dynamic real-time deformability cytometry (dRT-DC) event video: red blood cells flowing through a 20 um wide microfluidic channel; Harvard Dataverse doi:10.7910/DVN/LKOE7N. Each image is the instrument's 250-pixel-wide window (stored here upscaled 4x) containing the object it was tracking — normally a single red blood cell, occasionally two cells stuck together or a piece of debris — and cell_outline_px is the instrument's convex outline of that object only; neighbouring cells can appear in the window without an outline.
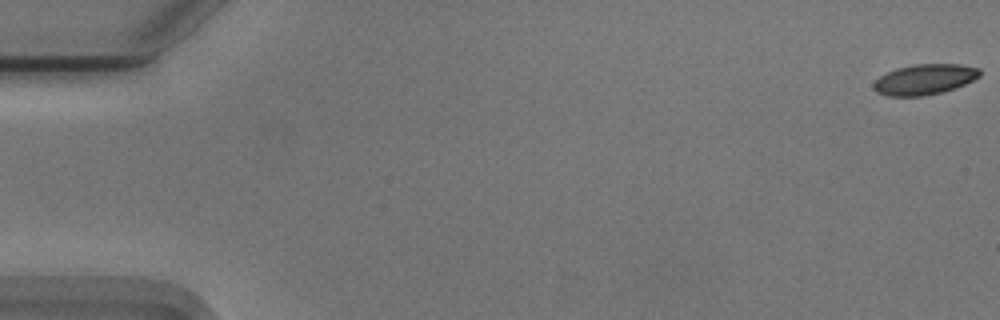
{"species": "Egyptian fruit bat (a non-hibernating species)", "species_latin": "Rousettus aegyptiacus", "temperature_condition": "cold", "stored_images_in_passage": 11, "camera_frame_rate_fps": 3000, "um_per_image_px": 0.085, "animal": {"sex": "male"}, "frame": {"image": 1, "passage_image": 1, "time_ms": 0.0, "image_size_px": [1000, 320], "cell_outline_px": [[980, 76], [956, 88], [924, 96], [888, 96], [876, 92], [872, 88], [872, 84], [880, 76], [896, 68], [916, 64], [960, 64], [980, 68]], "centroid_in_image_um": [78.57, 6.75], "position_along_channel_um": 6.4, "area_um2": 18.84}}